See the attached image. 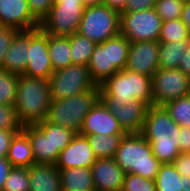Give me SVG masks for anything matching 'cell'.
<instances>
[{"label":"cell","instance_id":"1","mask_svg":"<svg viewBox=\"0 0 190 191\" xmlns=\"http://www.w3.org/2000/svg\"><path fill=\"white\" fill-rule=\"evenodd\" d=\"M181 127L170 117L164 106L148 107L140 134L150 143L153 155L162 163H172L181 153Z\"/></svg>","mask_w":190,"mask_h":191},{"label":"cell","instance_id":"2","mask_svg":"<svg viewBox=\"0 0 190 191\" xmlns=\"http://www.w3.org/2000/svg\"><path fill=\"white\" fill-rule=\"evenodd\" d=\"M51 101L49 79L19 75L14 107L24 126L46 120Z\"/></svg>","mask_w":190,"mask_h":191},{"label":"cell","instance_id":"3","mask_svg":"<svg viewBox=\"0 0 190 191\" xmlns=\"http://www.w3.org/2000/svg\"><path fill=\"white\" fill-rule=\"evenodd\" d=\"M102 102L128 104L138 99L148 106L153 105L152 77L130 71L120 70L100 85Z\"/></svg>","mask_w":190,"mask_h":191},{"label":"cell","instance_id":"4","mask_svg":"<svg viewBox=\"0 0 190 191\" xmlns=\"http://www.w3.org/2000/svg\"><path fill=\"white\" fill-rule=\"evenodd\" d=\"M113 158L125 173L138 174L151 180L156 178L162 164L140 133L125 134Z\"/></svg>","mask_w":190,"mask_h":191},{"label":"cell","instance_id":"5","mask_svg":"<svg viewBox=\"0 0 190 191\" xmlns=\"http://www.w3.org/2000/svg\"><path fill=\"white\" fill-rule=\"evenodd\" d=\"M99 99L100 86L95 85L93 88L69 98L52 100L46 121L79 133L85 116Z\"/></svg>","mask_w":190,"mask_h":191},{"label":"cell","instance_id":"6","mask_svg":"<svg viewBox=\"0 0 190 191\" xmlns=\"http://www.w3.org/2000/svg\"><path fill=\"white\" fill-rule=\"evenodd\" d=\"M77 32L100 44L120 34V13L103 3L85 7Z\"/></svg>","mask_w":190,"mask_h":191},{"label":"cell","instance_id":"7","mask_svg":"<svg viewBox=\"0 0 190 191\" xmlns=\"http://www.w3.org/2000/svg\"><path fill=\"white\" fill-rule=\"evenodd\" d=\"M52 100L69 98L95 86L89 75L88 65L70 64L54 71L49 77Z\"/></svg>","mask_w":190,"mask_h":191},{"label":"cell","instance_id":"8","mask_svg":"<svg viewBox=\"0 0 190 191\" xmlns=\"http://www.w3.org/2000/svg\"><path fill=\"white\" fill-rule=\"evenodd\" d=\"M162 19L155 9L120 13V34L130 42L159 41Z\"/></svg>","mask_w":190,"mask_h":191},{"label":"cell","instance_id":"9","mask_svg":"<svg viewBox=\"0 0 190 191\" xmlns=\"http://www.w3.org/2000/svg\"><path fill=\"white\" fill-rule=\"evenodd\" d=\"M84 10L81 2H55L39 27L51 35L69 36L78 31Z\"/></svg>","mask_w":190,"mask_h":191},{"label":"cell","instance_id":"10","mask_svg":"<svg viewBox=\"0 0 190 191\" xmlns=\"http://www.w3.org/2000/svg\"><path fill=\"white\" fill-rule=\"evenodd\" d=\"M153 105L165 106L190 94L189 77L179 68H159L152 76Z\"/></svg>","mask_w":190,"mask_h":191},{"label":"cell","instance_id":"11","mask_svg":"<svg viewBox=\"0 0 190 191\" xmlns=\"http://www.w3.org/2000/svg\"><path fill=\"white\" fill-rule=\"evenodd\" d=\"M48 50L49 34L40 27L29 30L28 63L25 75L49 79L54 70Z\"/></svg>","mask_w":190,"mask_h":191},{"label":"cell","instance_id":"12","mask_svg":"<svg viewBox=\"0 0 190 191\" xmlns=\"http://www.w3.org/2000/svg\"><path fill=\"white\" fill-rule=\"evenodd\" d=\"M125 69L152 77L159 69V42H130Z\"/></svg>","mask_w":190,"mask_h":191},{"label":"cell","instance_id":"13","mask_svg":"<svg viewBox=\"0 0 190 191\" xmlns=\"http://www.w3.org/2000/svg\"><path fill=\"white\" fill-rule=\"evenodd\" d=\"M79 134L86 135H115L126 134L118 120L108 110L101 99L93 106L85 116Z\"/></svg>","mask_w":190,"mask_h":191},{"label":"cell","instance_id":"14","mask_svg":"<svg viewBox=\"0 0 190 191\" xmlns=\"http://www.w3.org/2000/svg\"><path fill=\"white\" fill-rule=\"evenodd\" d=\"M113 116L118 120L123 131L128 133H140L144 124L148 105L138 99L128 104L103 102Z\"/></svg>","mask_w":190,"mask_h":191},{"label":"cell","instance_id":"15","mask_svg":"<svg viewBox=\"0 0 190 191\" xmlns=\"http://www.w3.org/2000/svg\"><path fill=\"white\" fill-rule=\"evenodd\" d=\"M96 159L87 137L77 133L72 141L59 153L55 165L58 169L91 168Z\"/></svg>","mask_w":190,"mask_h":191},{"label":"cell","instance_id":"16","mask_svg":"<svg viewBox=\"0 0 190 191\" xmlns=\"http://www.w3.org/2000/svg\"><path fill=\"white\" fill-rule=\"evenodd\" d=\"M0 25L29 31L40 23L31 15L27 0H0Z\"/></svg>","mask_w":190,"mask_h":191},{"label":"cell","instance_id":"17","mask_svg":"<svg viewBox=\"0 0 190 191\" xmlns=\"http://www.w3.org/2000/svg\"><path fill=\"white\" fill-rule=\"evenodd\" d=\"M91 170L96 191H122L125 172L114 158L96 159Z\"/></svg>","mask_w":190,"mask_h":191},{"label":"cell","instance_id":"18","mask_svg":"<svg viewBox=\"0 0 190 191\" xmlns=\"http://www.w3.org/2000/svg\"><path fill=\"white\" fill-rule=\"evenodd\" d=\"M28 48L29 31H20L5 54L2 69L18 75L25 74Z\"/></svg>","mask_w":190,"mask_h":191},{"label":"cell","instance_id":"19","mask_svg":"<svg viewBox=\"0 0 190 191\" xmlns=\"http://www.w3.org/2000/svg\"><path fill=\"white\" fill-rule=\"evenodd\" d=\"M29 191H62L59 169L51 164L28 167Z\"/></svg>","mask_w":190,"mask_h":191},{"label":"cell","instance_id":"20","mask_svg":"<svg viewBox=\"0 0 190 191\" xmlns=\"http://www.w3.org/2000/svg\"><path fill=\"white\" fill-rule=\"evenodd\" d=\"M23 132L30 140L35 164L55 165L60 152H52L49 137H46L36 125H25Z\"/></svg>","mask_w":190,"mask_h":191},{"label":"cell","instance_id":"21","mask_svg":"<svg viewBox=\"0 0 190 191\" xmlns=\"http://www.w3.org/2000/svg\"><path fill=\"white\" fill-rule=\"evenodd\" d=\"M62 191L95 190L92 170L85 167L59 169Z\"/></svg>","mask_w":190,"mask_h":191},{"label":"cell","instance_id":"22","mask_svg":"<svg viewBox=\"0 0 190 191\" xmlns=\"http://www.w3.org/2000/svg\"><path fill=\"white\" fill-rule=\"evenodd\" d=\"M13 167H30L35 164L28 136L21 131L12 139L6 157Z\"/></svg>","mask_w":190,"mask_h":191},{"label":"cell","instance_id":"23","mask_svg":"<svg viewBox=\"0 0 190 191\" xmlns=\"http://www.w3.org/2000/svg\"><path fill=\"white\" fill-rule=\"evenodd\" d=\"M89 75L95 85H101L109 78L108 39L96 44L88 63Z\"/></svg>","mask_w":190,"mask_h":191},{"label":"cell","instance_id":"24","mask_svg":"<svg viewBox=\"0 0 190 191\" xmlns=\"http://www.w3.org/2000/svg\"><path fill=\"white\" fill-rule=\"evenodd\" d=\"M129 48L130 41L121 34L108 39L109 78L125 69Z\"/></svg>","mask_w":190,"mask_h":191},{"label":"cell","instance_id":"25","mask_svg":"<svg viewBox=\"0 0 190 191\" xmlns=\"http://www.w3.org/2000/svg\"><path fill=\"white\" fill-rule=\"evenodd\" d=\"M190 45V39L179 42H159V68L176 69Z\"/></svg>","mask_w":190,"mask_h":191},{"label":"cell","instance_id":"26","mask_svg":"<svg viewBox=\"0 0 190 191\" xmlns=\"http://www.w3.org/2000/svg\"><path fill=\"white\" fill-rule=\"evenodd\" d=\"M48 54L54 71L65 68L72 64L69 37L49 34Z\"/></svg>","mask_w":190,"mask_h":191},{"label":"cell","instance_id":"27","mask_svg":"<svg viewBox=\"0 0 190 191\" xmlns=\"http://www.w3.org/2000/svg\"><path fill=\"white\" fill-rule=\"evenodd\" d=\"M125 134L86 135L87 140L97 159L113 158Z\"/></svg>","mask_w":190,"mask_h":191},{"label":"cell","instance_id":"28","mask_svg":"<svg viewBox=\"0 0 190 191\" xmlns=\"http://www.w3.org/2000/svg\"><path fill=\"white\" fill-rule=\"evenodd\" d=\"M52 143V152H61L77 134L75 131L46 120L35 124Z\"/></svg>","mask_w":190,"mask_h":191},{"label":"cell","instance_id":"29","mask_svg":"<svg viewBox=\"0 0 190 191\" xmlns=\"http://www.w3.org/2000/svg\"><path fill=\"white\" fill-rule=\"evenodd\" d=\"M156 191H182L183 178L172 163L161 164L154 179Z\"/></svg>","mask_w":190,"mask_h":191},{"label":"cell","instance_id":"30","mask_svg":"<svg viewBox=\"0 0 190 191\" xmlns=\"http://www.w3.org/2000/svg\"><path fill=\"white\" fill-rule=\"evenodd\" d=\"M71 46L72 64L88 65L96 43L75 32L68 36Z\"/></svg>","mask_w":190,"mask_h":191},{"label":"cell","instance_id":"31","mask_svg":"<svg viewBox=\"0 0 190 191\" xmlns=\"http://www.w3.org/2000/svg\"><path fill=\"white\" fill-rule=\"evenodd\" d=\"M164 108L180 127L190 128V94L167 103Z\"/></svg>","mask_w":190,"mask_h":191},{"label":"cell","instance_id":"32","mask_svg":"<svg viewBox=\"0 0 190 191\" xmlns=\"http://www.w3.org/2000/svg\"><path fill=\"white\" fill-rule=\"evenodd\" d=\"M183 39H190V30L181 19L164 21L162 23L158 42H179Z\"/></svg>","mask_w":190,"mask_h":191},{"label":"cell","instance_id":"33","mask_svg":"<svg viewBox=\"0 0 190 191\" xmlns=\"http://www.w3.org/2000/svg\"><path fill=\"white\" fill-rule=\"evenodd\" d=\"M19 75L0 68V104L14 105Z\"/></svg>","mask_w":190,"mask_h":191},{"label":"cell","instance_id":"34","mask_svg":"<svg viewBox=\"0 0 190 191\" xmlns=\"http://www.w3.org/2000/svg\"><path fill=\"white\" fill-rule=\"evenodd\" d=\"M29 182L27 167H13L2 191H29Z\"/></svg>","mask_w":190,"mask_h":191},{"label":"cell","instance_id":"35","mask_svg":"<svg viewBox=\"0 0 190 191\" xmlns=\"http://www.w3.org/2000/svg\"><path fill=\"white\" fill-rule=\"evenodd\" d=\"M185 0H157L155 11L162 21L181 19Z\"/></svg>","mask_w":190,"mask_h":191},{"label":"cell","instance_id":"36","mask_svg":"<svg viewBox=\"0 0 190 191\" xmlns=\"http://www.w3.org/2000/svg\"><path fill=\"white\" fill-rule=\"evenodd\" d=\"M23 128L14 105L0 104V129L20 133Z\"/></svg>","mask_w":190,"mask_h":191},{"label":"cell","instance_id":"37","mask_svg":"<svg viewBox=\"0 0 190 191\" xmlns=\"http://www.w3.org/2000/svg\"><path fill=\"white\" fill-rule=\"evenodd\" d=\"M122 191H156L155 181L138 174L125 173Z\"/></svg>","mask_w":190,"mask_h":191},{"label":"cell","instance_id":"38","mask_svg":"<svg viewBox=\"0 0 190 191\" xmlns=\"http://www.w3.org/2000/svg\"><path fill=\"white\" fill-rule=\"evenodd\" d=\"M31 15L39 22L47 16L55 0H27Z\"/></svg>","mask_w":190,"mask_h":191},{"label":"cell","instance_id":"39","mask_svg":"<svg viewBox=\"0 0 190 191\" xmlns=\"http://www.w3.org/2000/svg\"><path fill=\"white\" fill-rule=\"evenodd\" d=\"M19 32L15 28L0 25V68H2L6 52Z\"/></svg>","mask_w":190,"mask_h":191},{"label":"cell","instance_id":"40","mask_svg":"<svg viewBox=\"0 0 190 191\" xmlns=\"http://www.w3.org/2000/svg\"><path fill=\"white\" fill-rule=\"evenodd\" d=\"M157 0H127L122 13L139 12L155 8Z\"/></svg>","mask_w":190,"mask_h":191},{"label":"cell","instance_id":"41","mask_svg":"<svg viewBox=\"0 0 190 191\" xmlns=\"http://www.w3.org/2000/svg\"><path fill=\"white\" fill-rule=\"evenodd\" d=\"M172 164L181 176L190 177V152H181Z\"/></svg>","mask_w":190,"mask_h":191},{"label":"cell","instance_id":"42","mask_svg":"<svg viewBox=\"0 0 190 191\" xmlns=\"http://www.w3.org/2000/svg\"><path fill=\"white\" fill-rule=\"evenodd\" d=\"M16 134L17 132L12 130L0 129V158L7 157L12 139Z\"/></svg>","mask_w":190,"mask_h":191},{"label":"cell","instance_id":"43","mask_svg":"<svg viewBox=\"0 0 190 191\" xmlns=\"http://www.w3.org/2000/svg\"><path fill=\"white\" fill-rule=\"evenodd\" d=\"M12 168H13L12 164L6 157L0 158V191L3 190L5 181Z\"/></svg>","mask_w":190,"mask_h":191},{"label":"cell","instance_id":"44","mask_svg":"<svg viewBox=\"0 0 190 191\" xmlns=\"http://www.w3.org/2000/svg\"><path fill=\"white\" fill-rule=\"evenodd\" d=\"M179 150L180 152H190V128L181 127L179 138Z\"/></svg>","mask_w":190,"mask_h":191},{"label":"cell","instance_id":"45","mask_svg":"<svg viewBox=\"0 0 190 191\" xmlns=\"http://www.w3.org/2000/svg\"><path fill=\"white\" fill-rule=\"evenodd\" d=\"M184 74L190 75V45L188 46L186 52L184 53L183 57L181 58L179 67H178Z\"/></svg>","mask_w":190,"mask_h":191},{"label":"cell","instance_id":"46","mask_svg":"<svg viewBox=\"0 0 190 191\" xmlns=\"http://www.w3.org/2000/svg\"><path fill=\"white\" fill-rule=\"evenodd\" d=\"M127 0H102V3L111 9L122 13L125 9V4Z\"/></svg>","mask_w":190,"mask_h":191},{"label":"cell","instance_id":"47","mask_svg":"<svg viewBox=\"0 0 190 191\" xmlns=\"http://www.w3.org/2000/svg\"><path fill=\"white\" fill-rule=\"evenodd\" d=\"M181 21L190 30V0H185L184 2L182 15H181Z\"/></svg>","mask_w":190,"mask_h":191},{"label":"cell","instance_id":"48","mask_svg":"<svg viewBox=\"0 0 190 191\" xmlns=\"http://www.w3.org/2000/svg\"><path fill=\"white\" fill-rule=\"evenodd\" d=\"M81 3L84 7H89L102 4V0H81Z\"/></svg>","mask_w":190,"mask_h":191},{"label":"cell","instance_id":"49","mask_svg":"<svg viewBox=\"0 0 190 191\" xmlns=\"http://www.w3.org/2000/svg\"><path fill=\"white\" fill-rule=\"evenodd\" d=\"M182 178H183L182 191H190V177L182 176Z\"/></svg>","mask_w":190,"mask_h":191},{"label":"cell","instance_id":"50","mask_svg":"<svg viewBox=\"0 0 190 191\" xmlns=\"http://www.w3.org/2000/svg\"><path fill=\"white\" fill-rule=\"evenodd\" d=\"M55 2H81V0H55Z\"/></svg>","mask_w":190,"mask_h":191},{"label":"cell","instance_id":"51","mask_svg":"<svg viewBox=\"0 0 190 191\" xmlns=\"http://www.w3.org/2000/svg\"><path fill=\"white\" fill-rule=\"evenodd\" d=\"M188 77H189V90H190V75Z\"/></svg>","mask_w":190,"mask_h":191}]
</instances>
